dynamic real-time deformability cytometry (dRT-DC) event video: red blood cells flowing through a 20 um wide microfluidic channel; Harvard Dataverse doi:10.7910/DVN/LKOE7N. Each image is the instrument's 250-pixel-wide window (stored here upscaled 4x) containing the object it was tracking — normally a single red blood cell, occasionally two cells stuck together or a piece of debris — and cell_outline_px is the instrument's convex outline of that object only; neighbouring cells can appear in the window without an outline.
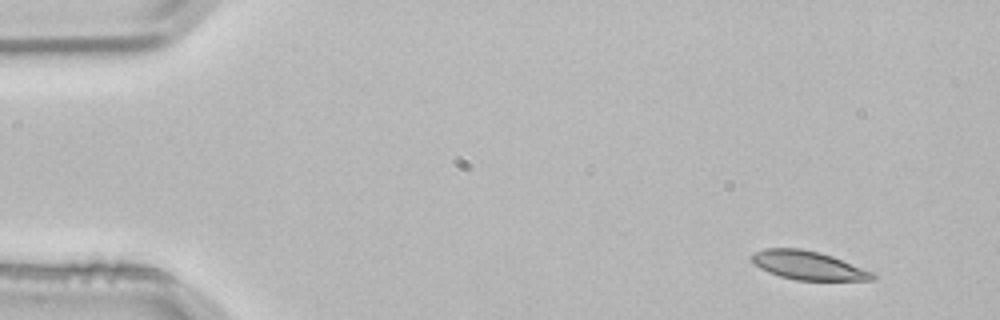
{"species": "common noctule bat (a hibernating species)", "species_latin": "Nyctalus noctula", "temperature_condition": "room temperature", "stored_images_in_passage": 4, "segment_of_instrument_passage": [1, 2], "camera_frame_rate_fps": 3000, "um_per_image_px": 0.085, "animal": {"sex": "male", "body_mass_g": 21.5, "forearm_length_mm": 52.0}, "frame": {"image": 1, "passage_image": 1, "time_ms": 0.0, "image_size_px": [1000, 320], "cell_outline_px": [[876, 280], [796, 280], [780, 276], [768, 272], [760, 268], [752, 260], [752, 256], [756, 252], [764, 248], [800, 248], [820, 252], [832, 256], [876, 272]], "centroid_in_image_um": [68.77, 22.56], "position_along_channel_um": 16.2, "area_um2": 20.23}}
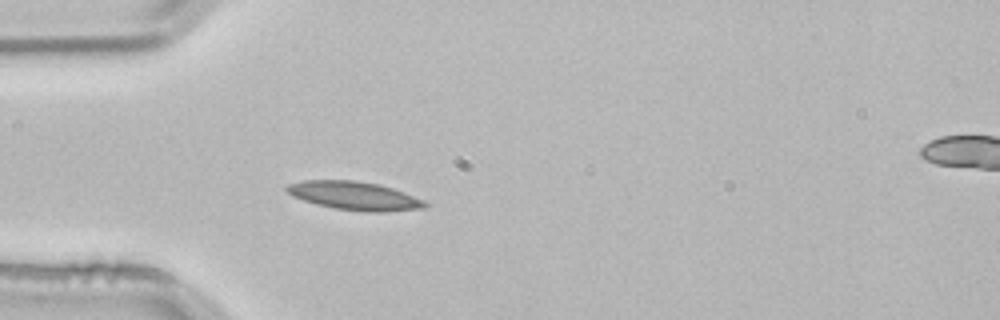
{"frame": {"image": 2, "passage_image": 3, "time_ms": 0.667, "image_size_px": [1000, 320], "cell_outline_px": [[428, 204], [424, 208], [384, 212], [368, 212], [336, 208], [316, 204], [292, 196], [284, 188], [288, 184], [304, 180], [356, 180], [380, 184], [404, 192], [424, 200]], "centroid_in_image_um": [30.13, 16.63], "position_along_channel_um": 54.9, "area_um2": 22.89}}